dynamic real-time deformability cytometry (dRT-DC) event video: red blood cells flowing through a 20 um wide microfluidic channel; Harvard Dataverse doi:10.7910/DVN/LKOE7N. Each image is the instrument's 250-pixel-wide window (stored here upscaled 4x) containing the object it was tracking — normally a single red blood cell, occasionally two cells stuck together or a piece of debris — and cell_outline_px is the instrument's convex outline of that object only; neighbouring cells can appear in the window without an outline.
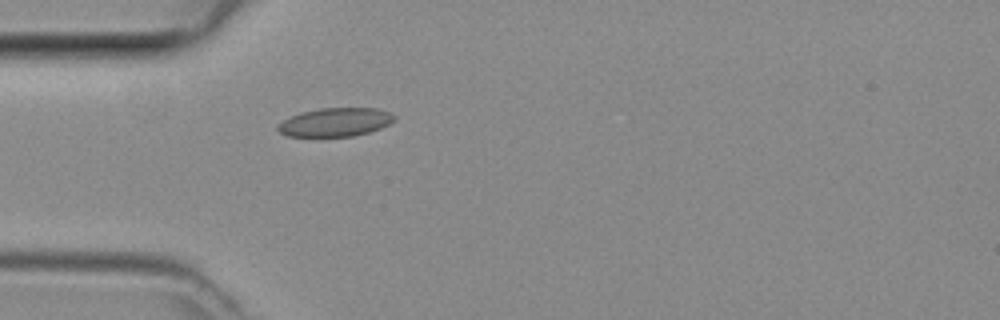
{"species": "common noctule bat (a hibernating species)", "species_latin": "Nyctalus noctula", "temperature_condition": "room temperature", "stored_images_in_passage": 1, "camera_frame_rate_fps": 3000, "um_per_image_px": 0.085, "animal": {"sex": "female", "body_mass_g": 29.2, "forearm_length_mm": 56.3}, "frame": {"image": 1, "passage_image": 1, "time_ms": 0.0, "image_size_px": [1000, 320], "cell_outline_px": [[396, 116], [388, 124], [380, 128], [368, 132], [352, 136], [288, 136], [280, 132], [276, 128], [276, 124], [300, 112], [320, 108], [376, 108], [388, 112]], "centroid_in_image_um": [28.46, 10.38], "position_along_channel_um": 56.5, "area_um2": 19.19}}